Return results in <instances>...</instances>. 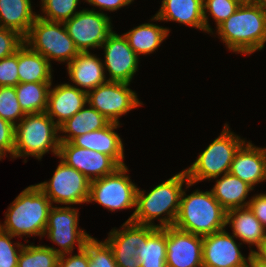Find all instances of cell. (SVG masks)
I'll list each match as a JSON object with an SVG mask.
<instances>
[{
  "mask_svg": "<svg viewBox=\"0 0 266 267\" xmlns=\"http://www.w3.org/2000/svg\"><path fill=\"white\" fill-rule=\"evenodd\" d=\"M231 226L233 236L244 244L256 248L266 238V228L256 218L253 211L247 207L231 209L226 213V226Z\"/></svg>",
  "mask_w": 266,
  "mask_h": 267,
  "instance_id": "23",
  "label": "cell"
},
{
  "mask_svg": "<svg viewBox=\"0 0 266 267\" xmlns=\"http://www.w3.org/2000/svg\"><path fill=\"white\" fill-rule=\"evenodd\" d=\"M240 4H251L254 2V0H236Z\"/></svg>",
  "mask_w": 266,
  "mask_h": 267,
  "instance_id": "46",
  "label": "cell"
},
{
  "mask_svg": "<svg viewBox=\"0 0 266 267\" xmlns=\"http://www.w3.org/2000/svg\"><path fill=\"white\" fill-rule=\"evenodd\" d=\"M216 33L226 47L235 53L252 54L266 43V10L254 3L241 4Z\"/></svg>",
  "mask_w": 266,
  "mask_h": 267,
  "instance_id": "2",
  "label": "cell"
},
{
  "mask_svg": "<svg viewBox=\"0 0 266 267\" xmlns=\"http://www.w3.org/2000/svg\"><path fill=\"white\" fill-rule=\"evenodd\" d=\"M102 62L100 58L89 51L79 52V54L67 64V73L71 82H73L76 87L78 86V89L86 93L107 82L108 79L106 78Z\"/></svg>",
  "mask_w": 266,
  "mask_h": 267,
  "instance_id": "21",
  "label": "cell"
},
{
  "mask_svg": "<svg viewBox=\"0 0 266 267\" xmlns=\"http://www.w3.org/2000/svg\"><path fill=\"white\" fill-rule=\"evenodd\" d=\"M229 173L253 189L255 185L266 181V147H256L246 141L236 152Z\"/></svg>",
  "mask_w": 266,
  "mask_h": 267,
  "instance_id": "18",
  "label": "cell"
},
{
  "mask_svg": "<svg viewBox=\"0 0 266 267\" xmlns=\"http://www.w3.org/2000/svg\"><path fill=\"white\" fill-rule=\"evenodd\" d=\"M240 245L225 229L203 236V267H241L252 258V253L246 258Z\"/></svg>",
  "mask_w": 266,
  "mask_h": 267,
  "instance_id": "16",
  "label": "cell"
},
{
  "mask_svg": "<svg viewBox=\"0 0 266 267\" xmlns=\"http://www.w3.org/2000/svg\"><path fill=\"white\" fill-rule=\"evenodd\" d=\"M79 0H41V11L37 14L40 18L52 22H65L77 14L75 11Z\"/></svg>",
  "mask_w": 266,
  "mask_h": 267,
  "instance_id": "32",
  "label": "cell"
},
{
  "mask_svg": "<svg viewBox=\"0 0 266 267\" xmlns=\"http://www.w3.org/2000/svg\"><path fill=\"white\" fill-rule=\"evenodd\" d=\"M245 142L225 124L220 135L199 154L189 168L184 169L189 182L195 184L206 179L214 180L229 173L236 152Z\"/></svg>",
  "mask_w": 266,
  "mask_h": 267,
  "instance_id": "6",
  "label": "cell"
},
{
  "mask_svg": "<svg viewBox=\"0 0 266 267\" xmlns=\"http://www.w3.org/2000/svg\"><path fill=\"white\" fill-rule=\"evenodd\" d=\"M130 84L107 81L87 93V103L110 122L119 123V117L143 105Z\"/></svg>",
  "mask_w": 266,
  "mask_h": 267,
  "instance_id": "12",
  "label": "cell"
},
{
  "mask_svg": "<svg viewBox=\"0 0 266 267\" xmlns=\"http://www.w3.org/2000/svg\"><path fill=\"white\" fill-rule=\"evenodd\" d=\"M13 238V235L0 228V267H17L18 256L24 244L11 242Z\"/></svg>",
  "mask_w": 266,
  "mask_h": 267,
  "instance_id": "36",
  "label": "cell"
},
{
  "mask_svg": "<svg viewBox=\"0 0 266 267\" xmlns=\"http://www.w3.org/2000/svg\"><path fill=\"white\" fill-rule=\"evenodd\" d=\"M241 4L236 0H203V17L205 32L212 33L213 30L208 23L207 12L212 16L216 22V27L223 21L228 19L240 6Z\"/></svg>",
  "mask_w": 266,
  "mask_h": 267,
  "instance_id": "33",
  "label": "cell"
},
{
  "mask_svg": "<svg viewBox=\"0 0 266 267\" xmlns=\"http://www.w3.org/2000/svg\"><path fill=\"white\" fill-rule=\"evenodd\" d=\"M227 211L214 198L212 191L196 189L186 195L183 189L174 227L199 236L225 229Z\"/></svg>",
  "mask_w": 266,
  "mask_h": 267,
  "instance_id": "4",
  "label": "cell"
},
{
  "mask_svg": "<svg viewBox=\"0 0 266 267\" xmlns=\"http://www.w3.org/2000/svg\"><path fill=\"white\" fill-rule=\"evenodd\" d=\"M120 229H111L104 240L110 247L118 267H141L136 250L140 245V224L125 222Z\"/></svg>",
  "mask_w": 266,
  "mask_h": 267,
  "instance_id": "19",
  "label": "cell"
},
{
  "mask_svg": "<svg viewBox=\"0 0 266 267\" xmlns=\"http://www.w3.org/2000/svg\"><path fill=\"white\" fill-rule=\"evenodd\" d=\"M15 148V126L0 117V150L13 158Z\"/></svg>",
  "mask_w": 266,
  "mask_h": 267,
  "instance_id": "39",
  "label": "cell"
},
{
  "mask_svg": "<svg viewBox=\"0 0 266 267\" xmlns=\"http://www.w3.org/2000/svg\"><path fill=\"white\" fill-rule=\"evenodd\" d=\"M36 17L31 0H0V27L14 30L25 38Z\"/></svg>",
  "mask_w": 266,
  "mask_h": 267,
  "instance_id": "25",
  "label": "cell"
},
{
  "mask_svg": "<svg viewBox=\"0 0 266 267\" xmlns=\"http://www.w3.org/2000/svg\"><path fill=\"white\" fill-rule=\"evenodd\" d=\"M19 83L18 50L15 54L0 60V87H15Z\"/></svg>",
  "mask_w": 266,
  "mask_h": 267,
  "instance_id": "37",
  "label": "cell"
},
{
  "mask_svg": "<svg viewBox=\"0 0 266 267\" xmlns=\"http://www.w3.org/2000/svg\"><path fill=\"white\" fill-rule=\"evenodd\" d=\"M53 204L35 184L25 188L11 203L0 228L14 237H44Z\"/></svg>",
  "mask_w": 266,
  "mask_h": 267,
  "instance_id": "3",
  "label": "cell"
},
{
  "mask_svg": "<svg viewBox=\"0 0 266 267\" xmlns=\"http://www.w3.org/2000/svg\"><path fill=\"white\" fill-rule=\"evenodd\" d=\"M59 126L60 142H71L77 136L103 129L110 121L88 104ZM67 133V134H66Z\"/></svg>",
  "mask_w": 266,
  "mask_h": 267,
  "instance_id": "27",
  "label": "cell"
},
{
  "mask_svg": "<svg viewBox=\"0 0 266 267\" xmlns=\"http://www.w3.org/2000/svg\"><path fill=\"white\" fill-rule=\"evenodd\" d=\"M57 158L84 174L89 181L111 174L120 167L110 156L71 142H60Z\"/></svg>",
  "mask_w": 266,
  "mask_h": 267,
  "instance_id": "14",
  "label": "cell"
},
{
  "mask_svg": "<svg viewBox=\"0 0 266 267\" xmlns=\"http://www.w3.org/2000/svg\"><path fill=\"white\" fill-rule=\"evenodd\" d=\"M184 183L185 189L194 185L189 182L185 170L156 185L147 193L137 188L136 208L127 222L158 228L173 226L179 212ZM155 219L159 220V225L154 224Z\"/></svg>",
  "mask_w": 266,
  "mask_h": 267,
  "instance_id": "1",
  "label": "cell"
},
{
  "mask_svg": "<svg viewBox=\"0 0 266 267\" xmlns=\"http://www.w3.org/2000/svg\"><path fill=\"white\" fill-rule=\"evenodd\" d=\"M88 4L99 7L100 11L114 12L122 7L130 5L134 0H84Z\"/></svg>",
  "mask_w": 266,
  "mask_h": 267,
  "instance_id": "42",
  "label": "cell"
},
{
  "mask_svg": "<svg viewBox=\"0 0 266 267\" xmlns=\"http://www.w3.org/2000/svg\"><path fill=\"white\" fill-rule=\"evenodd\" d=\"M59 126L46 112L26 114L15 126V148L13 158L35 157L41 160L51 152L58 157L60 139Z\"/></svg>",
  "mask_w": 266,
  "mask_h": 267,
  "instance_id": "5",
  "label": "cell"
},
{
  "mask_svg": "<svg viewBox=\"0 0 266 267\" xmlns=\"http://www.w3.org/2000/svg\"><path fill=\"white\" fill-rule=\"evenodd\" d=\"M203 237L166 227L167 267H203Z\"/></svg>",
  "mask_w": 266,
  "mask_h": 267,
  "instance_id": "15",
  "label": "cell"
},
{
  "mask_svg": "<svg viewBox=\"0 0 266 267\" xmlns=\"http://www.w3.org/2000/svg\"><path fill=\"white\" fill-rule=\"evenodd\" d=\"M89 256V267H118L111 250L105 241L91 237L84 247Z\"/></svg>",
  "mask_w": 266,
  "mask_h": 267,
  "instance_id": "35",
  "label": "cell"
},
{
  "mask_svg": "<svg viewBox=\"0 0 266 267\" xmlns=\"http://www.w3.org/2000/svg\"><path fill=\"white\" fill-rule=\"evenodd\" d=\"M104 49L103 66L109 73L108 81L128 83L138 71L139 56L129 46L126 37L113 31L101 45Z\"/></svg>",
  "mask_w": 266,
  "mask_h": 267,
  "instance_id": "13",
  "label": "cell"
},
{
  "mask_svg": "<svg viewBox=\"0 0 266 267\" xmlns=\"http://www.w3.org/2000/svg\"><path fill=\"white\" fill-rule=\"evenodd\" d=\"M248 207L253 211L256 218L266 228V193L256 194L249 199Z\"/></svg>",
  "mask_w": 266,
  "mask_h": 267,
  "instance_id": "41",
  "label": "cell"
},
{
  "mask_svg": "<svg viewBox=\"0 0 266 267\" xmlns=\"http://www.w3.org/2000/svg\"><path fill=\"white\" fill-rule=\"evenodd\" d=\"M24 44V37L18 32L0 27V60L17 52Z\"/></svg>",
  "mask_w": 266,
  "mask_h": 267,
  "instance_id": "38",
  "label": "cell"
},
{
  "mask_svg": "<svg viewBox=\"0 0 266 267\" xmlns=\"http://www.w3.org/2000/svg\"><path fill=\"white\" fill-rule=\"evenodd\" d=\"M57 267H89V256L87 250L83 248L75 255H72V252L61 255L59 257Z\"/></svg>",
  "mask_w": 266,
  "mask_h": 267,
  "instance_id": "40",
  "label": "cell"
},
{
  "mask_svg": "<svg viewBox=\"0 0 266 267\" xmlns=\"http://www.w3.org/2000/svg\"><path fill=\"white\" fill-rule=\"evenodd\" d=\"M45 57L26 43L18 49L19 83L52 82V66Z\"/></svg>",
  "mask_w": 266,
  "mask_h": 267,
  "instance_id": "28",
  "label": "cell"
},
{
  "mask_svg": "<svg viewBox=\"0 0 266 267\" xmlns=\"http://www.w3.org/2000/svg\"><path fill=\"white\" fill-rule=\"evenodd\" d=\"M257 6H260L262 9L266 10V0H254L253 2Z\"/></svg>",
  "mask_w": 266,
  "mask_h": 267,
  "instance_id": "45",
  "label": "cell"
},
{
  "mask_svg": "<svg viewBox=\"0 0 266 267\" xmlns=\"http://www.w3.org/2000/svg\"><path fill=\"white\" fill-rule=\"evenodd\" d=\"M52 82L18 83L15 86L18 103L25 114L46 112Z\"/></svg>",
  "mask_w": 266,
  "mask_h": 267,
  "instance_id": "30",
  "label": "cell"
},
{
  "mask_svg": "<svg viewBox=\"0 0 266 267\" xmlns=\"http://www.w3.org/2000/svg\"><path fill=\"white\" fill-rule=\"evenodd\" d=\"M241 267H259V264L251 258L246 264L242 265Z\"/></svg>",
  "mask_w": 266,
  "mask_h": 267,
  "instance_id": "44",
  "label": "cell"
},
{
  "mask_svg": "<svg viewBox=\"0 0 266 267\" xmlns=\"http://www.w3.org/2000/svg\"><path fill=\"white\" fill-rule=\"evenodd\" d=\"M24 43L49 62L55 60L68 64L79 54L63 22L47 21L39 16L31 25Z\"/></svg>",
  "mask_w": 266,
  "mask_h": 267,
  "instance_id": "7",
  "label": "cell"
},
{
  "mask_svg": "<svg viewBox=\"0 0 266 267\" xmlns=\"http://www.w3.org/2000/svg\"><path fill=\"white\" fill-rule=\"evenodd\" d=\"M170 34V29L153 23L140 24L123 35L129 46L140 56L151 54Z\"/></svg>",
  "mask_w": 266,
  "mask_h": 267,
  "instance_id": "29",
  "label": "cell"
},
{
  "mask_svg": "<svg viewBox=\"0 0 266 267\" xmlns=\"http://www.w3.org/2000/svg\"><path fill=\"white\" fill-rule=\"evenodd\" d=\"M120 123L110 122L103 129L85 133L74 138L71 143L81 148L97 151L110 156L119 166H124V147L115 129Z\"/></svg>",
  "mask_w": 266,
  "mask_h": 267,
  "instance_id": "20",
  "label": "cell"
},
{
  "mask_svg": "<svg viewBox=\"0 0 266 267\" xmlns=\"http://www.w3.org/2000/svg\"><path fill=\"white\" fill-rule=\"evenodd\" d=\"M127 165L113 173L90 181L88 203L96 202L109 211L136 208L137 186L129 175Z\"/></svg>",
  "mask_w": 266,
  "mask_h": 267,
  "instance_id": "8",
  "label": "cell"
},
{
  "mask_svg": "<svg viewBox=\"0 0 266 267\" xmlns=\"http://www.w3.org/2000/svg\"><path fill=\"white\" fill-rule=\"evenodd\" d=\"M86 104L87 93L78 89L75 85L62 83L52 88L51 84L46 113L60 126L79 112Z\"/></svg>",
  "mask_w": 266,
  "mask_h": 267,
  "instance_id": "17",
  "label": "cell"
},
{
  "mask_svg": "<svg viewBox=\"0 0 266 267\" xmlns=\"http://www.w3.org/2000/svg\"><path fill=\"white\" fill-rule=\"evenodd\" d=\"M259 267H266V265H263V264H259Z\"/></svg>",
  "mask_w": 266,
  "mask_h": 267,
  "instance_id": "48",
  "label": "cell"
},
{
  "mask_svg": "<svg viewBox=\"0 0 266 267\" xmlns=\"http://www.w3.org/2000/svg\"><path fill=\"white\" fill-rule=\"evenodd\" d=\"M3 157H7V156L0 150V160L3 159Z\"/></svg>",
  "mask_w": 266,
  "mask_h": 267,
  "instance_id": "47",
  "label": "cell"
},
{
  "mask_svg": "<svg viewBox=\"0 0 266 267\" xmlns=\"http://www.w3.org/2000/svg\"><path fill=\"white\" fill-rule=\"evenodd\" d=\"M50 202L63 205L87 203L90 181L78 170L60 159L50 181L36 184Z\"/></svg>",
  "mask_w": 266,
  "mask_h": 267,
  "instance_id": "9",
  "label": "cell"
},
{
  "mask_svg": "<svg viewBox=\"0 0 266 267\" xmlns=\"http://www.w3.org/2000/svg\"><path fill=\"white\" fill-rule=\"evenodd\" d=\"M25 115L18 103L15 87H0V117L16 126Z\"/></svg>",
  "mask_w": 266,
  "mask_h": 267,
  "instance_id": "34",
  "label": "cell"
},
{
  "mask_svg": "<svg viewBox=\"0 0 266 267\" xmlns=\"http://www.w3.org/2000/svg\"><path fill=\"white\" fill-rule=\"evenodd\" d=\"M161 4L150 20L174 21L205 32L203 0H162Z\"/></svg>",
  "mask_w": 266,
  "mask_h": 267,
  "instance_id": "22",
  "label": "cell"
},
{
  "mask_svg": "<svg viewBox=\"0 0 266 267\" xmlns=\"http://www.w3.org/2000/svg\"><path fill=\"white\" fill-rule=\"evenodd\" d=\"M64 25L79 52L101 48L113 32L110 17L103 11H95L93 8L79 10L77 14L65 21Z\"/></svg>",
  "mask_w": 266,
  "mask_h": 267,
  "instance_id": "11",
  "label": "cell"
},
{
  "mask_svg": "<svg viewBox=\"0 0 266 267\" xmlns=\"http://www.w3.org/2000/svg\"><path fill=\"white\" fill-rule=\"evenodd\" d=\"M252 259L258 264L266 265V238L257 247V251L253 250Z\"/></svg>",
  "mask_w": 266,
  "mask_h": 267,
  "instance_id": "43",
  "label": "cell"
},
{
  "mask_svg": "<svg viewBox=\"0 0 266 267\" xmlns=\"http://www.w3.org/2000/svg\"><path fill=\"white\" fill-rule=\"evenodd\" d=\"M78 218L79 210L70 206H53L50 209L44 236L47 235L49 240L60 246V249L49 247L59 256L73 253L75 246L78 251L83 249L92 237L86 231L78 229Z\"/></svg>",
  "mask_w": 266,
  "mask_h": 267,
  "instance_id": "10",
  "label": "cell"
},
{
  "mask_svg": "<svg viewBox=\"0 0 266 267\" xmlns=\"http://www.w3.org/2000/svg\"><path fill=\"white\" fill-rule=\"evenodd\" d=\"M252 190L254 189L250 185L231 173L220 176L211 189L214 198L226 211L247 207L250 201L246 198Z\"/></svg>",
  "mask_w": 266,
  "mask_h": 267,
  "instance_id": "26",
  "label": "cell"
},
{
  "mask_svg": "<svg viewBox=\"0 0 266 267\" xmlns=\"http://www.w3.org/2000/svg\"><path fill=\"white\" fill-rule=\"evenodd\" d=\"M59 257L49 246L24 244L18 256L17 267H57Z\"/></svg>",
  "mask_w": 266,
  "mask_h": 267,
  "instance_id": "31",
  "label": "cell"
},
{
  "mask_svg": "<svg viewBox=\"0 0 266 267\" xmlns=\"http://www.w3.org/2000/svg\"><path fill=\"white\" fill-rule=\"evenodd\" d=\"M166 253V227L140 225L136 255L141 267H167Z\"/></svg>",
  "mask_w": 266,
  "mask_h": 267,
  "instance_id": "24",
  "label": "cell"
}]
</instances>
